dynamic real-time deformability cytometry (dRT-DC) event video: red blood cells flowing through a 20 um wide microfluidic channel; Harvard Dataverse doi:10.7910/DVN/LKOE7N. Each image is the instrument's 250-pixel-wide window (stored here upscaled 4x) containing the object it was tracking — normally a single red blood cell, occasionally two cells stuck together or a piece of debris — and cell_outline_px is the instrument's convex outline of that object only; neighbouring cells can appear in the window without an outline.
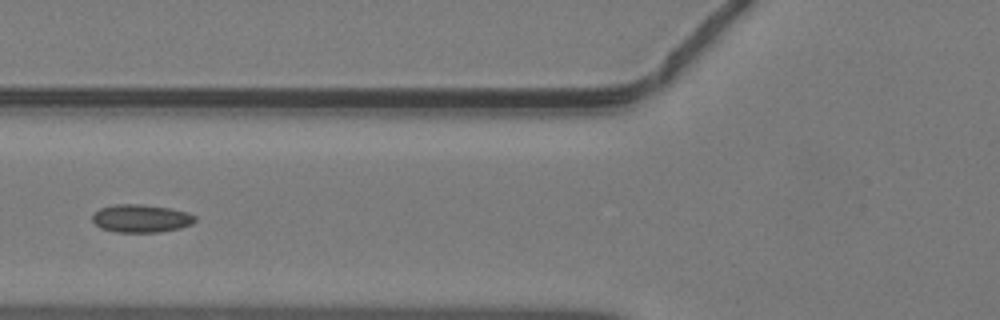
{"species": "common noctule bat (a hibernating species)", "species_latin": "Nyctalus noctula", "temperature_condition": "warm", "stored_images_in_passage": 42, "segment_of_instrument_passage": [2, 2], "camera_frame_rate_fps": 3000, "um_per_image_px": 0.085, "animal": {"sex": "male", "body_mass_g": 19.2, "forearm_length_mm": 51.8}, "frame": {"image": 1, "passage_image": 16, "time_ms": 5.0, "image_size_px": [1000, 320], "cell_outline_px": [[196, 220], [192, 224], [180, 228], [160, 232], [116, 232], [100, 228], [92, 220], [92, 216], [100, 208], [112, 204], [140, 204], [172, 208], [188, 212], [196, 216]], "centroid_in_image_um": [12.01, 18.56], "position_along_channel_um": 113.8, "area_um2": 16.88}}
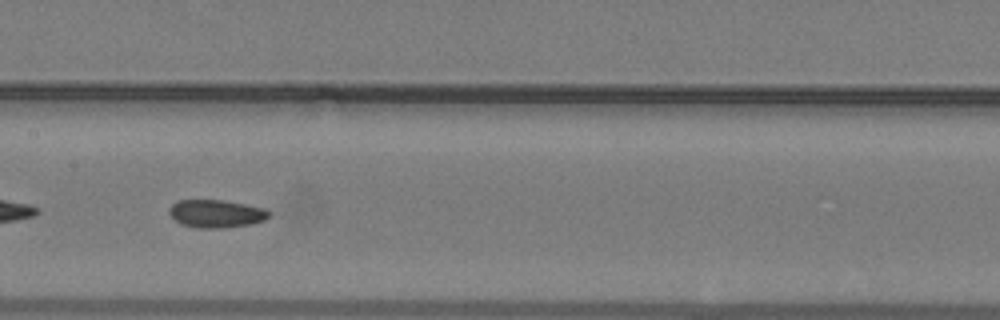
{"frame": {"image": 2, "passage_image": 21, "time_ms": 6.667, "image_size_px": [1000, 320], "cell_outline_px": [[272, 212], [264, 220], [252, 224], [220, 228], [196, 228], [180, 224], [168, 212], [168, 208], [176, 200], [224, 200], [264, 208]], "centroid_in_image_um": [18.35, 18.16], "position_along_channel_um": 189.0, "area_um2": 16.3}}
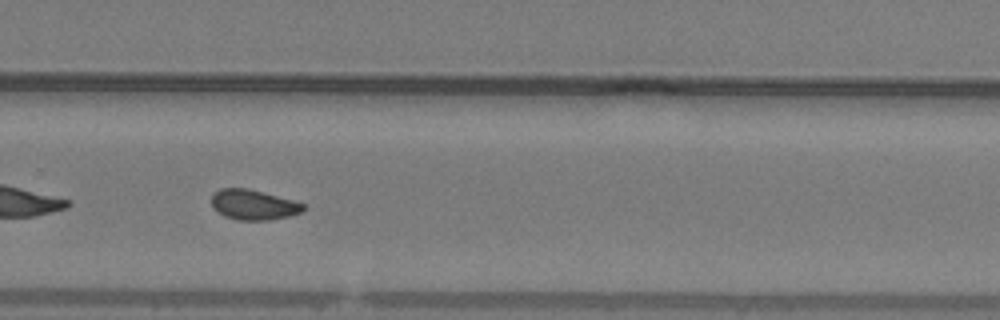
{"frame": {"image": 3, "passage_image": 29, "time_ms": 9.333, "image_size_px": [1000, 320], "cell_outline_px": [[308, 208], [304, 212], [288, 216], [268, 220], [236, 220], [224, 216], [212, 208], [212, 192], [220, 188], [248, 188], [308, 204]], "centroid_in_image_um": [21.58, 17.4], "position_along_channel_um": 308.2, "area_um2": 16.47}}